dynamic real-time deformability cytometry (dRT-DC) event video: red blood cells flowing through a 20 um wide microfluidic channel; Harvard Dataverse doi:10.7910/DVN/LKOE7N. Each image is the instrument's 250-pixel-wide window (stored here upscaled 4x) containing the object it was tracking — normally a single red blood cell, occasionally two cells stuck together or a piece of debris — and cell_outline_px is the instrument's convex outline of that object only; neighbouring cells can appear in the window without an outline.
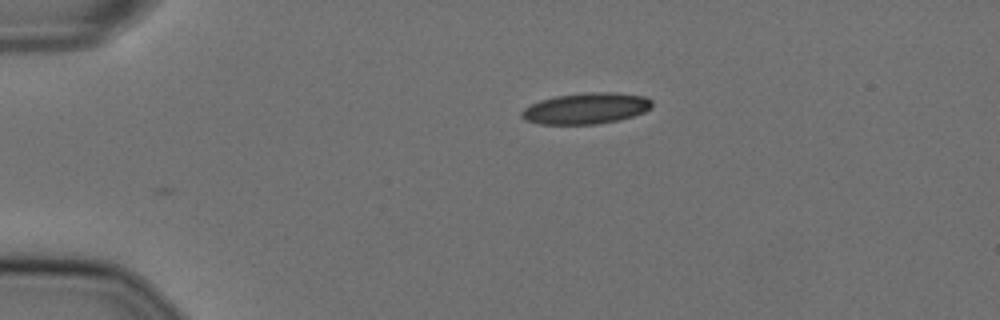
{"species": "Egyptian fruit bat (a non-hibernating species)", "species_latin": "Rousettus aegyptiacus", "temperature_condition": "cold", "stored_images_in_passage": 6, "camera_frame_rate_fps": 3000, "um_per_image_px": 0.085, "animal": {"sex": "female"}, "frame": {"image": 1, "passage_image": 1, "time_ms": 0.0, "image_size_px": [1000, 320], "cell_outline_px": [[652, 104], [644, 112], [632, 116], [616, 120], [596, 124], [540, 124], [524, 120], [520, 116], [520, 112], [524, 108], [540, 100], [556, 96], [584, 92], [616, 92], [644, 96], [652, 100]], "centroid_in_image_um": [49.78, 9.2], "position_along_channel_um": 35.2, "area_um2": 23.58}}